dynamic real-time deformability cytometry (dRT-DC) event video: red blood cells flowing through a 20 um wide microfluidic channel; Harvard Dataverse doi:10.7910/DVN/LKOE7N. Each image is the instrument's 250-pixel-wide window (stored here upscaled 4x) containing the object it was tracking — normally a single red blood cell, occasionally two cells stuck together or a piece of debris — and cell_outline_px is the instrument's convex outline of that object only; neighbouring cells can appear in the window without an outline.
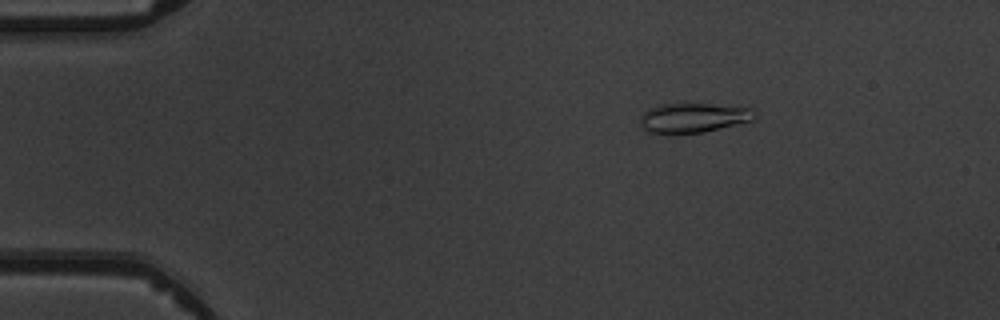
{"species": "common noctule bat (a hibernating species)", "species_latin": "Nyctalus noctula", "temperature_condition": "warm", "stored_images_in_passage": 4, "camera_frame_rate_fps": 3000, "um_per_image_px": 0.085, "animal": {"sex": "male", "body_mass_g": 19.5, "forearm_length_mm": 54.6}, "frame": {"image": 1, "passage_image": 2, "time_ms": 1.333, "image_size_px": [1000, 320], "cell_outline_px": [[756, 120], [704, 132], [648, 132], [644, 128], [640, 120], [640, 116], [644, 112], [660, 104], [712, 104], [752, 108], [756, 112]], "centroid_in_image_um": [59.02, 9.99], "position_along_channel_um": 26.0, "area_um2": 19.42}}